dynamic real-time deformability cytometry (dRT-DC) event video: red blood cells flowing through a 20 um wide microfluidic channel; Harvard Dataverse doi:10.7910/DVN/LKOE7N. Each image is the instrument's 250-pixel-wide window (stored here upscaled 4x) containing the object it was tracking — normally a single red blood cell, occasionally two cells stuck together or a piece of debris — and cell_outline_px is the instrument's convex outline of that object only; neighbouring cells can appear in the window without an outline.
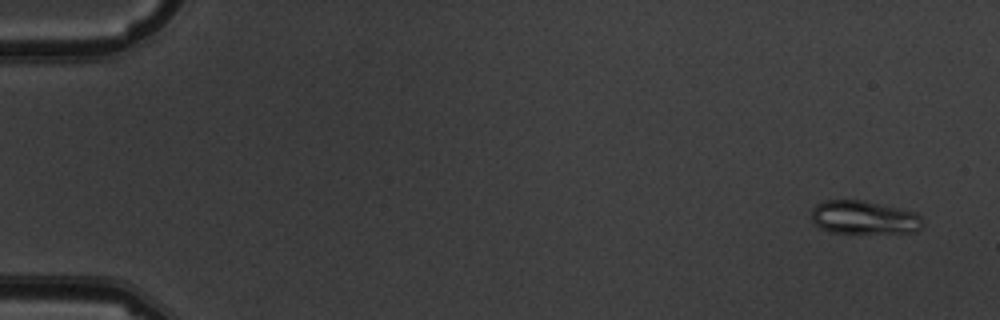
{"species": "common noctule bat (a hibernating species)", "species_latin": "Nyctalus noctula", "temperature_condition": "warm", "stored_images_in_passage": 5, "camera_frame_rate_fps": 3000, "um_per_image_px": 0.085, "animal": {"sex": "male", "body_mass_g": 19.5, "forearm_length_mm": 54.6}, "frame": {"image": 1, "passage_image": 1, "time_ms": 0.0, "image_size_px": [1000, 320], "cell_outline_px": [[924, 224], [916, 232], [832, 232], [820, 228], [812, 220], [812, 208], [816, 204], [824, 200], [864, 200], [900, 208], [916, 212], [924, 220]], "centroid_in_image_um": [73.46, 18.46], "position_along_channel_um": 11.5, "area_um2": 21.62}}
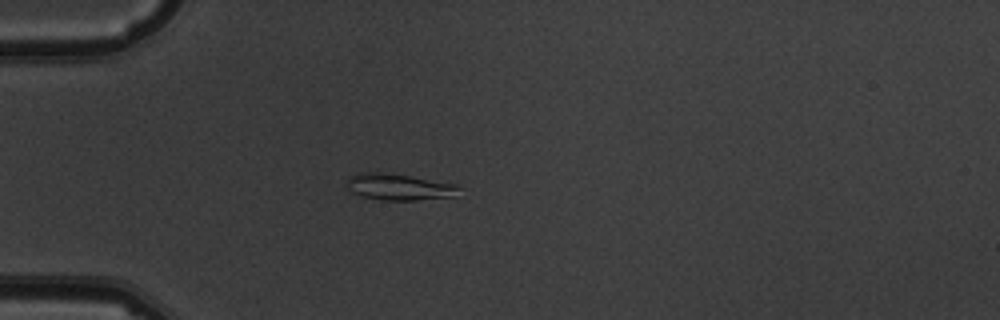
{"frame": {"image": 2, "passage_image": 5, "time_ms": 4.667, "image_size_px": [1000, 320], "cell_outline_px": [[460, 188], [456, 196], [416, 200], [380, 200], [360, 196], [352, 192], [344, 184], [348, 176], [356, 172], [392, 172], [456, 184]], "centroid_in_image_um": [33.85, 15.87], "position_along_channel_um": 51.1, "area_um2": 17.8}}